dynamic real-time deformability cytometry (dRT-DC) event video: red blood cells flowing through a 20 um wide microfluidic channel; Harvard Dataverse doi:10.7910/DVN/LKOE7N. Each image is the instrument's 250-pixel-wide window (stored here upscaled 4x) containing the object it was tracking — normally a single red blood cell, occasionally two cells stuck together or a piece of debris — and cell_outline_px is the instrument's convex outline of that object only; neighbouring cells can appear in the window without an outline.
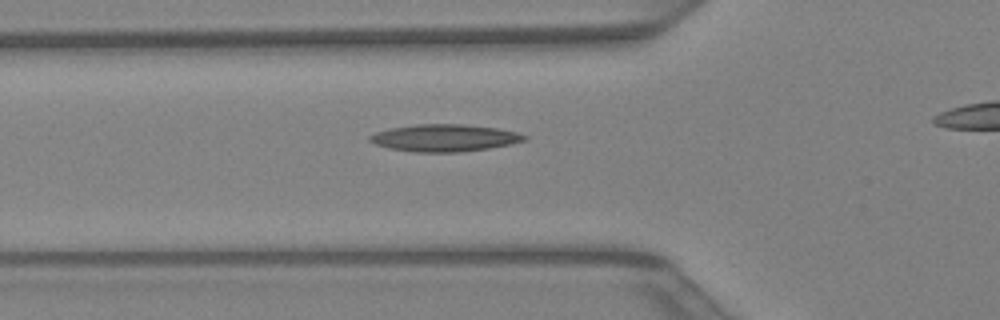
{"species": "Egyptian fruit bat (a non-hibernating species)", "species_latin": "Rousettus aegyptiacus", "temperature_condition": "warm", "stored_images_in_passage": 29, "camera_frame_rate_fps": 3000, "um_per_image_px": 0.085, "animal": {"sex": "female"}, "frame": {"image": 1, "passage_image": 9, "time_ms": 2.667, "image_size_px": [1000, 320], "cell_outline_px": [[528, 136], [524, 140], [508, 144], [488, 148], [456, 152], [416, 152], [388, 148], [376, 144], [368, 140], [368, 136], [376, 132], [392, 128], [416, 124], [460, 124], [496, 128], [516, 132]], "centroid_in_image_um": [37.73, 11.72], "position_along_channel_um": 88.1, "area_um2": 24.1}}
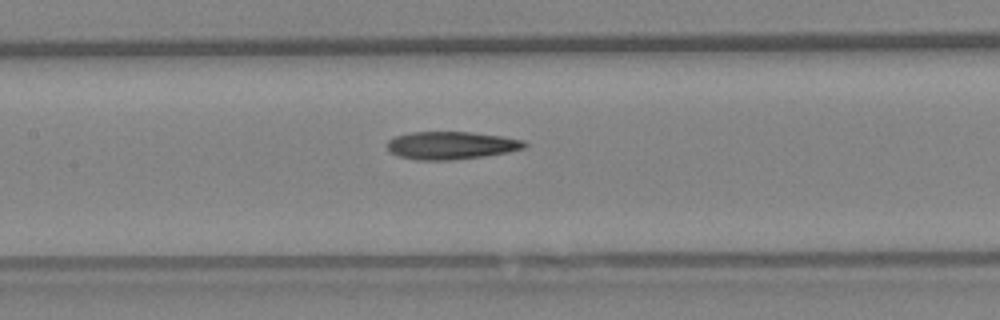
{"frame": {"image": 2, "passage_image": 14, "time_ms": 4.333, "image_size_px": [1000, 320], "cell_outline_px": [[528, 144], [524, 148], [508, 152], [484, 156], [452, 160], [416, 160], [400, 156], [392, 152], [388, 148], [388, 140], [396, 136], [412, 132], [468, 132], [500, 136], [524, 140]], "centroid_in_image_um": [38.37, 12.36], "position_along_channel_um": 169.0, "area_um2": 22.02}}
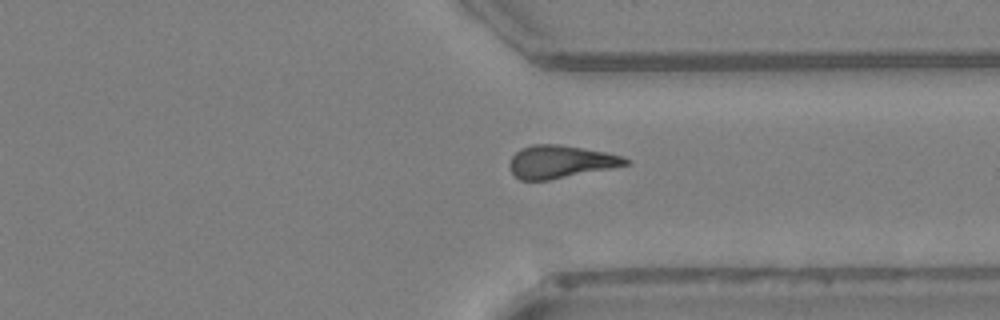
{"frame": {"image": 3, "passage_image": 26, "time_ms": 8.333, "image_size_px": [1000, 320], "cell_outline_px": [[628, 164], [612, 168], [548, 180], [520, 180], [512, 172], [508, 164], [512, 156], [520, 148], [532, 144], [560, 144], [604, 152], [620, 156], [628, 160]], "centroid_in_image_um": [47.58, 13.74], "position_along_channel_um": 363.8, "area_um2": 21.91}}